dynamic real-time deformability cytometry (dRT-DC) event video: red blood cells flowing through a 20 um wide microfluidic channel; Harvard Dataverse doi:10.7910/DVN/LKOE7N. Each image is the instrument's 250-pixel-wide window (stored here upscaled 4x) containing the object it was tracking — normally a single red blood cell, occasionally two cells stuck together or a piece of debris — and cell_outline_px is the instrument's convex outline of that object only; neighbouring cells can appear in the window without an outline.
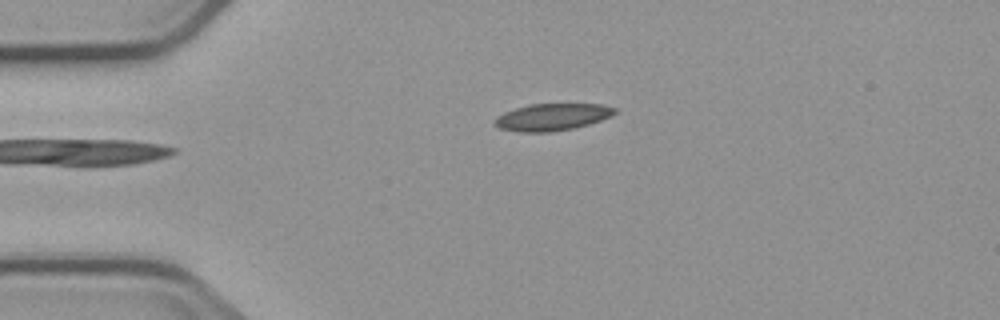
{"species": "common noctule bat (a hibernating species)", "species_latin": "Nyctalus noctula", "temperature_condition": "cold", "stored_images_in_passage": 2, "camera_frame_rate_fps": 3000, "um_per_image_px": 0.085, "animal": {"sex": "male", "body_mass_g": 23.1, "forearm_length_mm": 52.7}, "frame": {"image": 1, "passage_image": 1, "time_ms": 0.0, "image_size_px": [1000, 320], "cell_outline_px": [[616, 112], [612, 116], [588, 124], [572, 128], [548, 132], [520, 132], [500, 128], [492, 120], [496, 116], [504, 112], [516, 108], [532, 104], [604, 104], [616, 108]], "centroid_in_image_um": [46.93, 9.94], "position_along_channel_um": 38.1, "area_um2": 18.79}}